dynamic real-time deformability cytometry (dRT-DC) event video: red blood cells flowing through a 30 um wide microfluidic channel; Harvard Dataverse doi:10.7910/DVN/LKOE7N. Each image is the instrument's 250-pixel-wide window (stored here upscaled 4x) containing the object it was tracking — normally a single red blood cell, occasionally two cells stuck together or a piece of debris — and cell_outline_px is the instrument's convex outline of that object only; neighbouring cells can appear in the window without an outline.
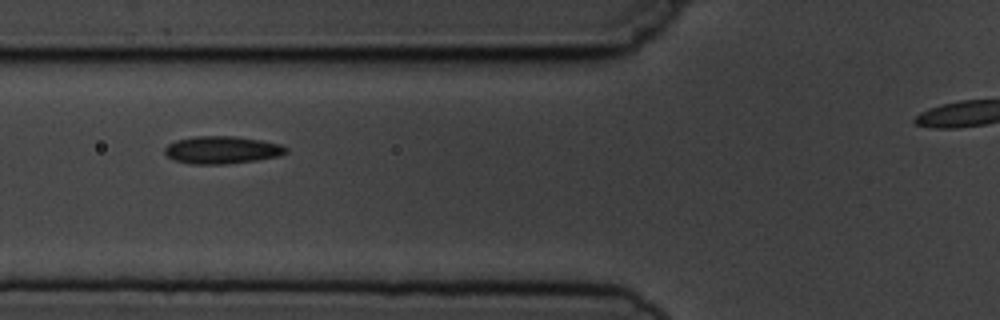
{"species": "common noctule bat (a hibernating species)", "species_latin": "Nyctalus noctula", "temperature_condition": "cold", "stored_images_in_passage": 6, "segment_of_instrument_passage": [1, 2], "camera_frame_rate_fps": 3000, "um_per_image_px": 0.085, "animal": {"sex": "male", "body_mass_g": 19.5, "forearm_length_mm": 54.6}, "frame": {"image": 1, "passage_image": 3, "time_ms": 2.333, "image_size_px": [1000, 320], "cell_outline_px": [[288, 152], [280, 156], [256, 160], [224, 164], [188, 164], [172, 160], [164, 152], [164, 148], [168, 144], [176, 140], [196, 136], [236, 136], [260, 140], [280, 144], [288, 148]], "centroid_in_image_um": [18.85, 12.75], "position_along_channel_um": 106.9, "area_um2": 19.59}}
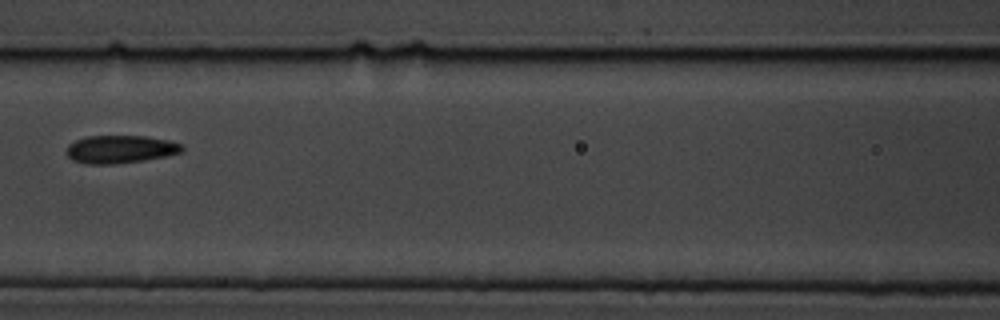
{"frame": {"image": 2, "passage_image": 4, "time_ms": 3.667, "image_size_px": [1000, 320], "cell_outline_px": [[184, 148], [180, 152], [164, 156], [144, 160], [112, 164], [84, 164], [72, 160], [64, 152], [68, 144], [84, 136], [144, 136], [168, 140], [180, 144]], "centroid_in_image_um": [10.14, 12.68], "position_along_channel_um": 156.5, "area_um2": 18.79}}
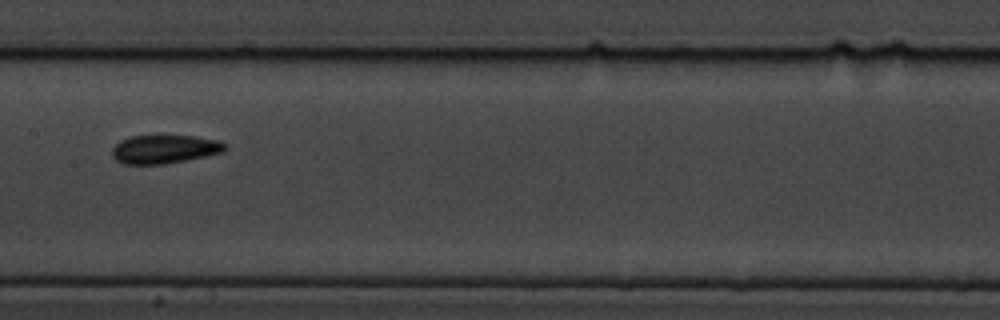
{"frame": {"image": 3, "passage_image": 5, "time_ms": 4.667, "image_size_px": [1000, 320], "cell_outline_px": [[228, 148], [224, 152], [164, 164], [120, 164], [112, 156], [112, 148], [120, 140], [132, 136], [196, 136], [216, 140], [228, 144]], "centroid_in_image_um": [13.98, 12.68], "position_along_channel_um": 193.4, "area_um2": 18.79}}